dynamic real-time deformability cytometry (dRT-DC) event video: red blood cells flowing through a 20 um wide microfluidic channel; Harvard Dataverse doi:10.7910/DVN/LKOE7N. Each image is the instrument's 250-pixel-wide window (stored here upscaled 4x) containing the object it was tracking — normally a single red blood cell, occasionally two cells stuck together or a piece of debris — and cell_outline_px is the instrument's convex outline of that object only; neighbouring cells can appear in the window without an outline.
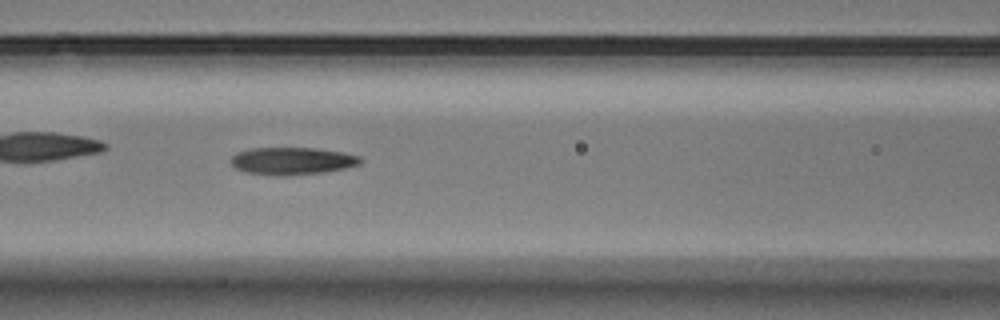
{"species": "Egyptian fruit bat (a non-hibernating species)", "species_latin": "Rousettus aegyptiacus", "temperature_condition": "warm", "stored_images_in_passage": 58, "camera_frame_rate_fps": 3000, "um_per_image_px": 0.085, "animal": {"sex": "male"}, "frame": {"image": 1, "passage_image": 25, "time_ms": 8.0, "image_size_px": [1000, 320], "cell_outline_px": [[364, 160], [360, 164], [344, 168], [324, 172], [244, 172], [236, 168], [232, 164], [232, 156], [236, 152], [252, 148], [316, 148], [344, 152], [360, 156]], "centroid_in_image_um": [24.91, 13.61], "position_along_channel_um": 141.7, "area_um2": 19.54}, "authors_computed_cell_mechanics": {"area_um2": 19.8543, "velocity_mm_per_s": 3.4884, "shape_relaxation_time_tau1_ms": 5.7111, "shape_relaxation_time_tau2_ms": 1.3296, "deformation_change_tau1": 0.2039, "deformation_change_tau2": 0.0936}}